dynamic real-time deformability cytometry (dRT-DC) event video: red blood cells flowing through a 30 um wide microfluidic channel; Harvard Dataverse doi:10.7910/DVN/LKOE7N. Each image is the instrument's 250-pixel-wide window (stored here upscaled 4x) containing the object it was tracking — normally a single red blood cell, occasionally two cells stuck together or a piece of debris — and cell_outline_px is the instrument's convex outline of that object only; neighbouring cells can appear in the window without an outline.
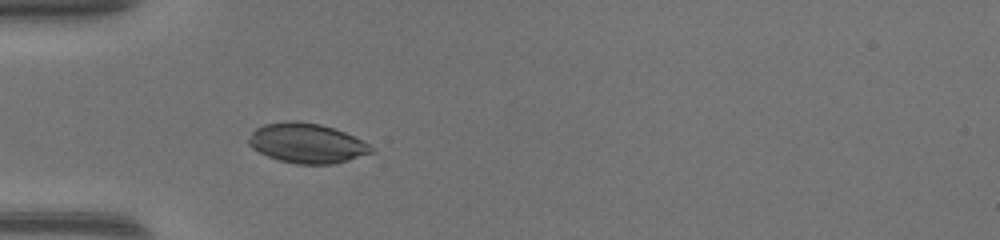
{"species": "common noctule bat (a hibernating species)", "species_latin": "Nyctalus noctula", "temperature_condition": "warm", "stored_images_in_passage": 34, "camera_frame_rate_fps": 3000, "um_per_image_px": 0.085, "animal": {"sex": "female", "body_mass_g": 17.0, "forearm_length_mm": 48.0}, "frame": {"image": 1, "passage_image": 4, "time_ms": 1.0, "image_size_px": [1000, 240], "cell_outline_px": [[376, 152], [348, 160], [332, 164], [296, 164], [280, 160], [268, 156], [252, 148], [248, 144], [248, 140], [252, 132], [256, 128], [264, 124], [288, 120], [296, 120], [320, 124], [344, 132], [368, 144]], "centroid_in_image_um": [26.06, 12.17], "position_along_channel_um": 58.9, "area_um2": 28.26}}
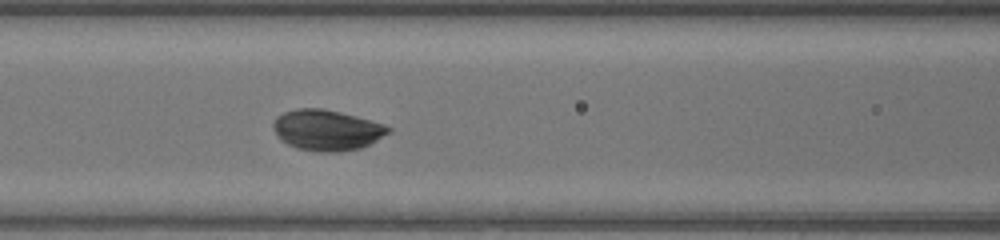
{"frame": {"image": 2, "passage_image": 10, "time_ms": 3.0, "image_size_px": [1000, 240], "cell_outline_px": [[392, 132], [360, 148], [340, 152], [316, 152], [296, 148], [280, 140], [272, 124], [276, 116], [284, 112], [296, 108], [324, 108], [356, 116], [384, 124], [392, 128]], "centroid_in_image_um": [27.78, 11.06], "position_along_channel_um": 138.8, "area_um2": 27.46}}
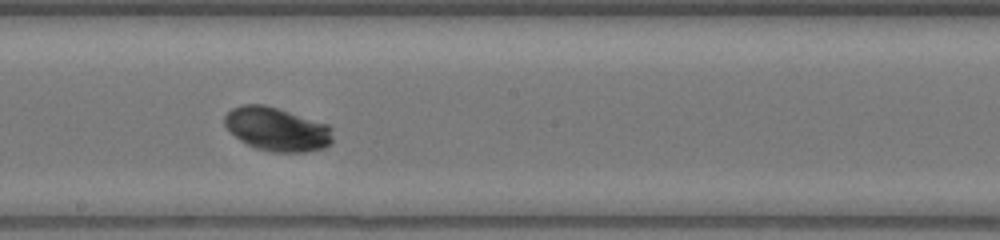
{"frame": {"image": 3, "passage_image": 16, "time_ms": 5.0, "image_size_px": [1000, 240], "cell_outline_px": [[332, 140], [324, 148], [308, 152], [272, 152], [256, 148], [240, 140], [224, 124], [224, 116], [232, 108], [240, 104], [264, 104], [328, 124], [332, 128]], "centroid_in_image_um": [23.54, 10.98], "position_along_channel_um": 224.7, "area_um2": 27.46}, "authors_computed_cell_mechanics": {"area_um2": 27.455, "velocity_mm_per_s": 4.3347, "shape_relaxation_time_tau1_ms": 0.9837, "shape_relaxation_time_tau2_ms": 7.0272, "deformation_change_tau1": 0.0912, "deformation_change_tau2": 0.1589}}